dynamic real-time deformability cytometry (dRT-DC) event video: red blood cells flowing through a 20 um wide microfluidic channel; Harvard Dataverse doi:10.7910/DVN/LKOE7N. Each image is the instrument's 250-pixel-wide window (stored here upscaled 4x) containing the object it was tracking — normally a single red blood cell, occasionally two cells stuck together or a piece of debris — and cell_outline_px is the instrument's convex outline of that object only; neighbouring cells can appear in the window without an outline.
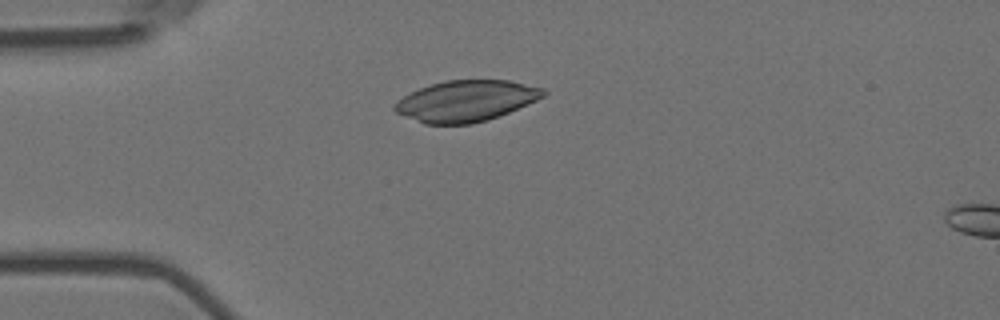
{"species": "Egyptian fruit bat (a non-hibernating species)", "species_latin": "Rousettus aegyptiacus", "temperature_condition": "room temperature", "stored_images_in_passage": 8, "camera_frame_rate_fps": 3000, "um_per_image_px": 0.085, "animal": {"sex": "female"}, "frame": {"image": 1, "passage_image": 5, "time_ms": 1.333, "image_size_px": [1000, 320], "cell_outline_px": [[548, 92], [544, 96], [536, 100], [508, 112], [488, 120], [472, 124], [424, 124], [396, 112], [392, 108], [392, 104], [404, 96], [420, 88], [444, 80], [508, 80], [544, 88]], "centroid_in_image_um": [39.6, 8.58], "position_along_channel_um": 45.4, "area_um2": 35.43}}